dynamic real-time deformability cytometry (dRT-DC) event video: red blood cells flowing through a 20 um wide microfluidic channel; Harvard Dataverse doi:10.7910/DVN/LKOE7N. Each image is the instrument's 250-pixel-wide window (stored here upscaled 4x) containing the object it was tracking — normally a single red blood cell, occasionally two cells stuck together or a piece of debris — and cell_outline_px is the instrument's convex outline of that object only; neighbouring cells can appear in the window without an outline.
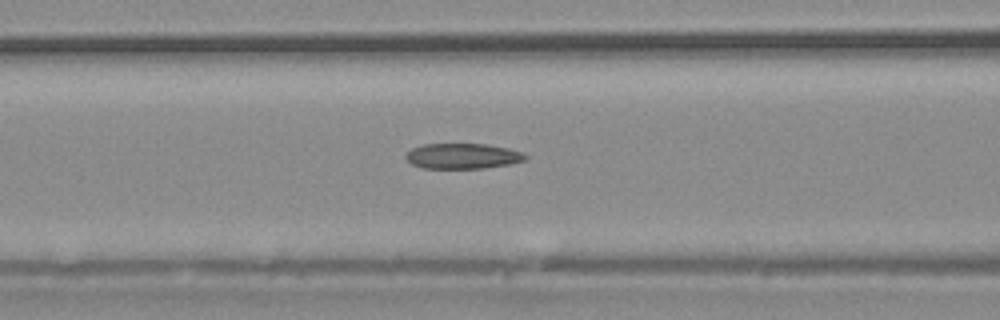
{"species": "common noctule bat (a hibernating species)", "species_latin": "Nyctalus noctula", "temperature_condition": "warm", "stored_images_in_passage": 34, "camera_frame_rate_fps": 3000, "um_per_image_px": 0.085, "animal": {"sex": "male", "body_mass_g": 20.4}, "frame": {"image": 1, "passage_image": 15, "time_ms": 4.667, "image_size_px": [1000, 320], "cell_outline_px": [[528, 156], [524, 160], [512, 164], [484, 168], [424, 168], [412, 164], [404, 156], [412, 148], [424, 144], [488, 144], [508, 148], [524, 152]], "centroid_in_image_um": [39.37, 13.26], "position_along_channel_um": 127.2, "area_um2": 17.74}}
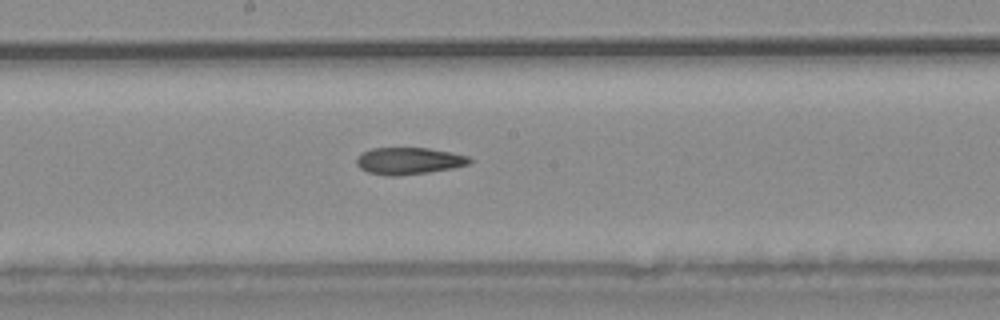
{"frame": {"image": 2, "passage_image": 20, "time_ms": 6.333, "image_size_px": [1000, 320], "cell_outline_px": [[472, 164], [452, 168], [428, 172], [396, 176], [388, 176], [368, 172], [360, 168], [356, 164], [356, 160], [364, 152], [372, 148], [428, 148], [452, 152], [468, 156], [472, 160]], "centroid_in_image_um": [34.79, 13.68], "position_along_channel_um": 213.4, "area_um2": 17.69}}